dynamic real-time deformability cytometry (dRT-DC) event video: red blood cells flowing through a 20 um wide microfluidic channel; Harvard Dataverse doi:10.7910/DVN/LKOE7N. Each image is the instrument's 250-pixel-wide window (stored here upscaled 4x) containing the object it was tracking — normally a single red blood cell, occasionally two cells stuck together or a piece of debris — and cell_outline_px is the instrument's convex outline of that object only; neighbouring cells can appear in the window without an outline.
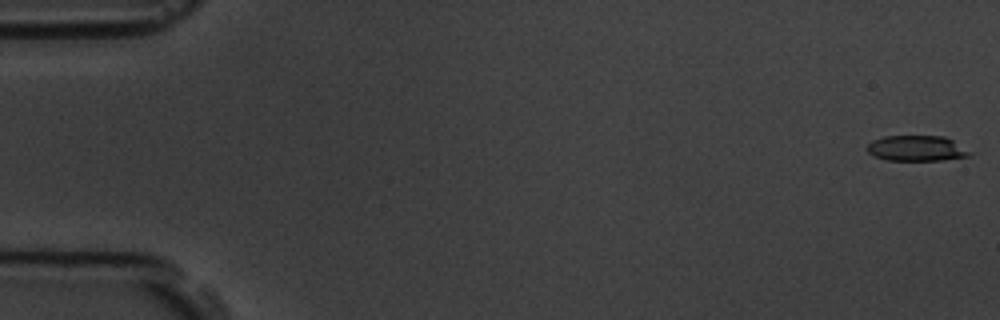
{"species": "common noctule bat (a hibernating species)", "species_latin": "Nyctalus noctula", "temperature_condition": "room temperature", "stored_images_in_passage": 6, "camera_frame_rate_fps": 3000, "um_per_image_px": 0.085, "animal": {"sex": "male", "body_mass_g": 19.5, "forearm_length_mm": 54.6}, "frame": {"image": 1, "passage_image": 1, "time_ms": 0.0, "image_size_px": [1000, 320], "cell_outline_px": [[972, 156], [944, 160], [888, 160], [876, 156], [868, 152], [868, 144], [872, 140], [884, 136], [944, 136], [952, 140], [972, 152]], "centroid_in_image_um": [77.95, 12.61], "position_along_channel_um": 7.0, "area_um2": 15.2}}
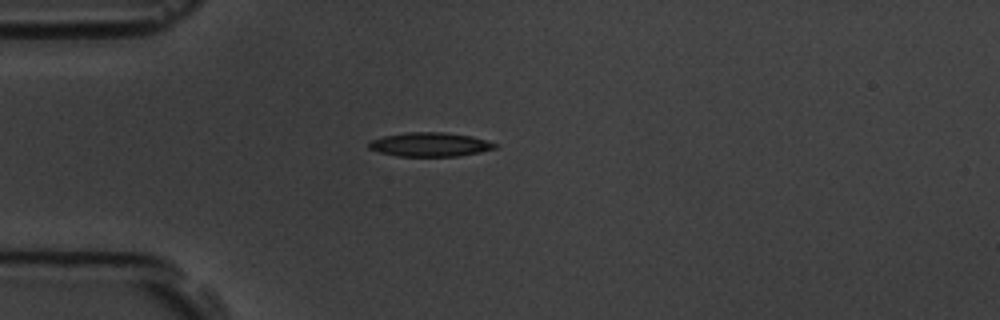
{"frame": {"image": 2, "passage_image": 5, "time_ms": 4.667, "image_size_px": [1000, 320], "cell_outline_px": [[500, 144], [496, 148], [480, 152], [460, 156], [400, 156], [380, 152], [368, 148], [368, 144], [372, 140], [384, 136], [408, 132], [444, 132], [472, 136]], "centroid_in_image_um": [36.6, 12.28], "position_along_channel_um": 48.4, "area_um2": 17.63}}